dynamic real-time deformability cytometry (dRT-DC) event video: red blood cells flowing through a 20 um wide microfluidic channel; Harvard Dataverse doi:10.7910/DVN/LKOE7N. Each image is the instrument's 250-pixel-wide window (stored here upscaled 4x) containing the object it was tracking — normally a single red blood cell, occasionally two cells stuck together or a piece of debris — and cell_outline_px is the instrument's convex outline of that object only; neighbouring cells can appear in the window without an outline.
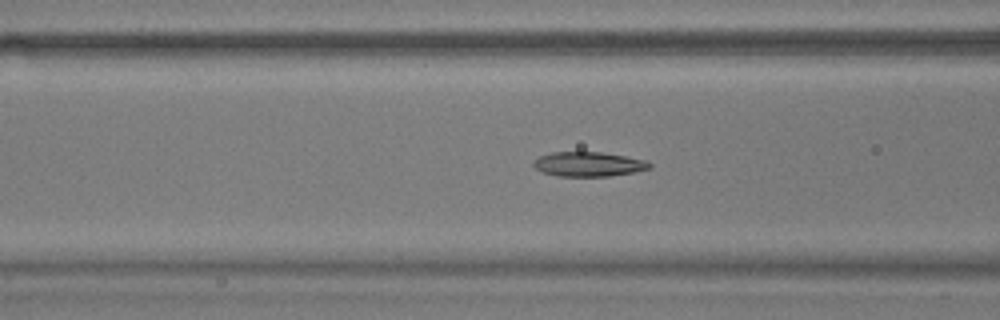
{"species": "common noctule bat (a hibernating species)", "species_latin": "Nyctalus noctula", "temperature_condition": "warm", "stored_images_in_passage": 54, "camera_frame_rate_fps": 3000, "um_per_image_px": 0.085, "animal": {"sex": "male", "body_mass_g": 17.9}, "frame": {"image": 1, "passage_image": 20, "time_ms": 6.333, "image_size_px": [1000, 320], "cell_outline_px": [[652, 168], [632, 172], [608, 176], [560, 176], [544, 172], [536, 168], [532, 164], [540, 156], [552, 152], [600, 152], [648, 160], [652, 164]], "centroid_in_image_um": [50.07, 13.95], "position_along_channel_um": 116.5, "area_um2": 16.42}}
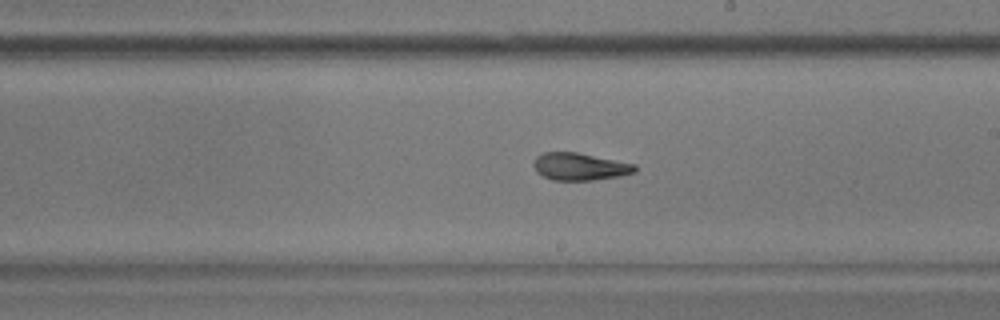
{"frame": {"image": 2, "passage_image": 30, "time_ms": 9.667, "image_size_px": [1000, 320], "cell_outline_px": [[636, 172], [620, 176], [592, 180], [552, 180], [536, 172], [532, 164], [536, 156], [544, 152], [576, 152], [636, 164]], "centroid_in_image_um": [49.27, 14.16], "position_along_channel_um": 239.7, "area_um2": 16.18}}
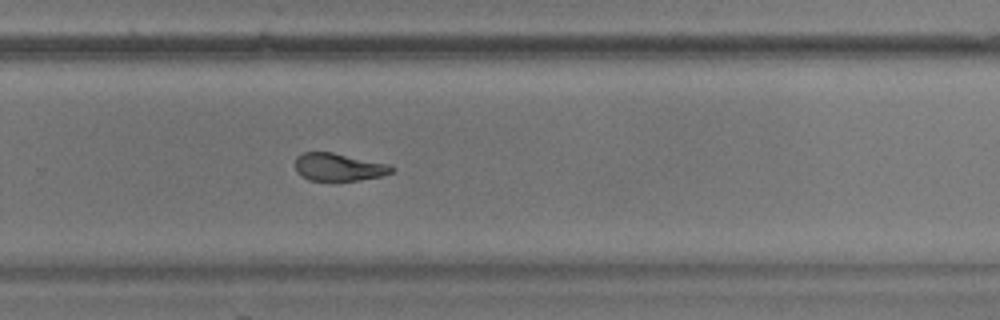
{"frame": {"image": 3, "passage_image": 35, "time_ms": 11.333, "image_size_px": [1000, 320], "cell_outline_px": [[396, 168], [392, 172], [384, 176], [336, 184], [308, 180], [296, 172], [296, 156], [304, 152], [332, 152], [392, 164]], "centroid_in_image_um": [28.83, 14.25], "position_along_channel_um": 301.0, "area_um2": 16.53}, "authors_computed_cell_mechanics": {"area_um2": 17.0221, "velocity_mm_per_s": 3.697, "shape_relaxation_time_tau1_ms": null, "shape_relaxation_time_tau2_ms": 3.2102, "deformation_change_tau1": null, "deformation_change_tau2": 0.0975}}